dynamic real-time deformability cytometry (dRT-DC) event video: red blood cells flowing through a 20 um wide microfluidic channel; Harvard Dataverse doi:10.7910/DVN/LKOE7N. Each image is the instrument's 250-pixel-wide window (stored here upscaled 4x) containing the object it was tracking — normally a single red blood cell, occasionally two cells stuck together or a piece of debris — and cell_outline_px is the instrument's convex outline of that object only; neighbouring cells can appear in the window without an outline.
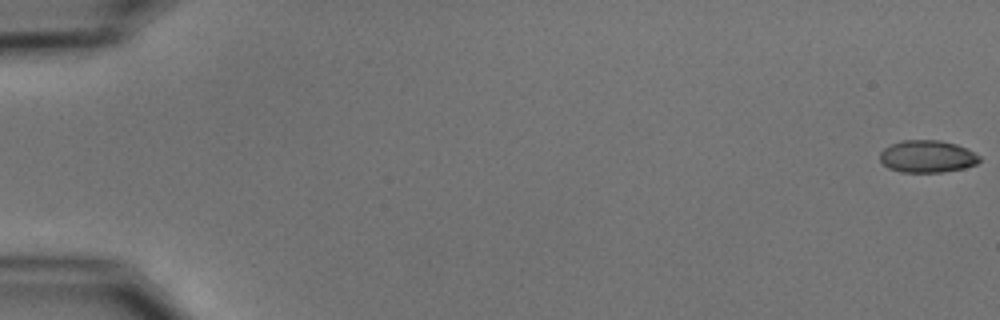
{"species": "common noctule bat (a hibernating species)", "species_latin": "Nyctalus noctula", "temperature_condition": "cold", "stored_images_in_passage": 2, "camera_frame_rate_fps": 3000, "um_per_image_px": 0.085, "animal": {"sex": "male", "body_mass_g": 15.6}, "frame": {"image": 1, "passage_image": 2, "time_ms": 1.333, "image_size_px": [1000, 320], "cell_outline_px": [[980, 160], [976, 164], [964, 168], [944, 172], [900, 172], [888, 168], [880, 160], [880, 152], [884, 148], [900, 140], [940, 140], [956, 144], [980, 156]], "centroid_in_image_um": [78.79, 13.3], "position_along_channel_um": 6.2, "area_um2": 18.67}}